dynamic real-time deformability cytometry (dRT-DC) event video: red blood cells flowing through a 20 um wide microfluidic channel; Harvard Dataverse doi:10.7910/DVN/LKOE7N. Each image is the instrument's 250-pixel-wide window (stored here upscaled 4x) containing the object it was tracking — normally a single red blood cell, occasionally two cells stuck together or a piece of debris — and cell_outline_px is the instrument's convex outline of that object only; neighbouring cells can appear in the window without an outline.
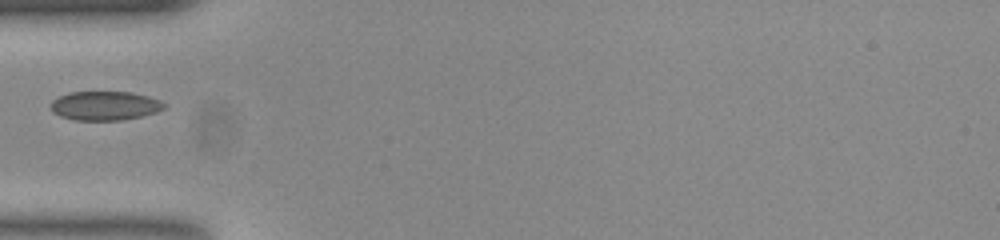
{"species": "common noctule bat (a hibernating species)", "species_latin": "Nyctalus noctula", "temperature_condition": "room temperature", "stored_images_in_passage": 35, "camera_frame_rate_fps": 3000, "um_per_image_px": 0.085, "animal": {"sex": "female", "body_mass_g": 23.0, "forearm_length_mm": 53.4}, "frame": {"image": 1, "passage_image": 1, "time_ms": 0.0, "image_size_px": [1000, 240], "cell_outline_px": [[168, 104], [164, 108], [156, 112], [140, 116], [120, 120], [76, 120], [60, 116], [52, 112], [52, 100], [68, 92], [132, 92], [148, 96], [160, 100]], "centroid_in_image_um": [8.93, 8.98], "position_along_channel_um": 76.1, "area_um2": 19.13}}
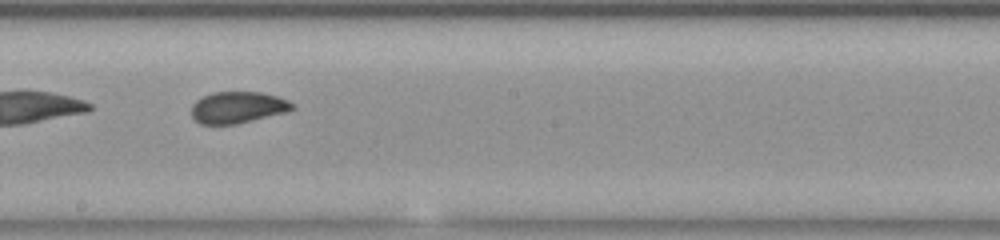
{"frame": {"image": 2, "passage_image": 13, "time_ms": 4.0, "image_size_px": [1000, 240], "cell_outline_px": [[296, 108], [288, 112], [236, 124], [200, 124], [192, 116], [192, 104], [196, 100], [212, 92], [260, 92], [276, 96], [288, 100], [296, 104]], "centroid_in_image_um": [20.25, 9.13], "position_along_channel_um": 228.0, "area_um2": 18.67}}
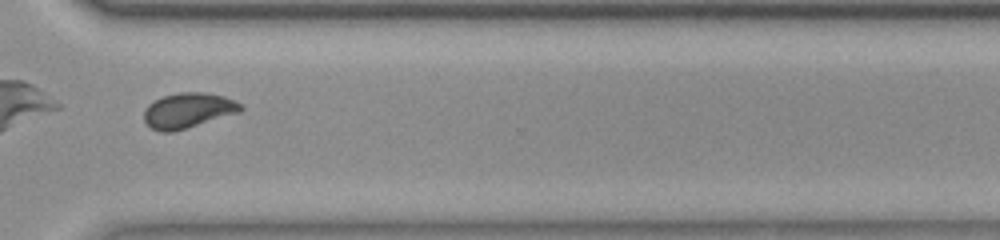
{"frame": {"image": 3, "passage_image": 23, "time_ms": 7.333, "image_size_px": [1000, 240], "cell_outline_px": [[244, 108], [240, 112], [188, 128], [172, 132], [160, 132], [152, 128], [144, 120], [144, 108], [148, 104], [164, 96], [180, 92], [204, 92], [224, 96], [240, 104]], "centroid_in_image_um": [15.98, 9.39], "position_along_channel_um": 354.6, "area_um2": 19.77}}